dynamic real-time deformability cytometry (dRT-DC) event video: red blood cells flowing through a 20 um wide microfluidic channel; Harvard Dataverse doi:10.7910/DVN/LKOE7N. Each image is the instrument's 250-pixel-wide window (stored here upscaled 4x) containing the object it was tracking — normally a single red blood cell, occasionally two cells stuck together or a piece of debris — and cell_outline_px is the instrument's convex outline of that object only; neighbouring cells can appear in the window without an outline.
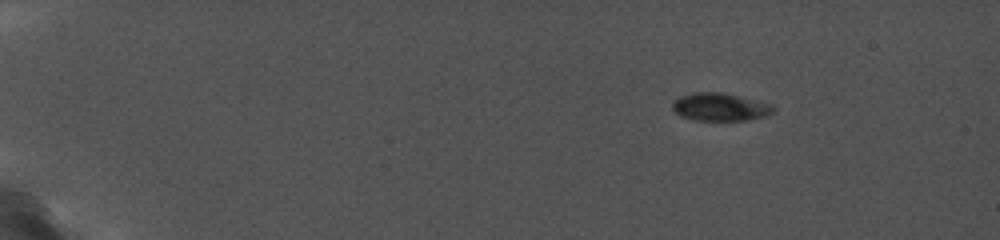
{"species": "common noctule bat (a hibernating species)", "species_latin": "Nyctalus noctula", "temperature_condition": "cold", "stored_images_in_passage": 9, "camera_frame_rate_fps": 5000, "um_per_image_px": 0.085, "animal": {"sex": "female", "body_mass_g": 19.0, "forearm_length_mm": 56.7}, "frame": {"image": 1, "passage_image": 1, "time_ms": 0.0, "image_size_px": [1000, 240], "cell_outline_px": [[772, 112], [760, 116], [744, 120], [700, 120], [684, 116], [676, 112], [672, 108], [672, 104], [680, 96], [692, 92], [720, 92], [772, 104]], "centroid_in_image_um": [61.15, 9.07], "position_along_channel_um": 23.8, "area_um2": 15.72}}
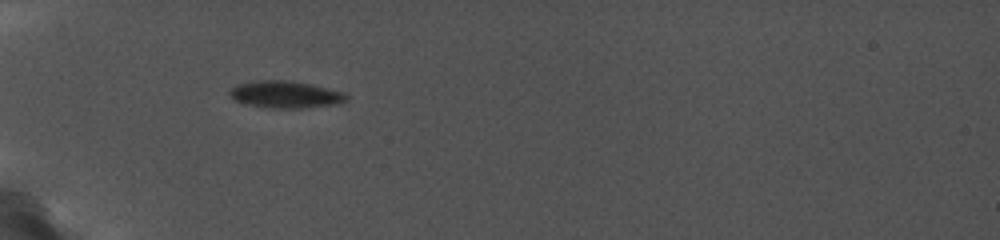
{"frame": {"image": 2, "passage_image": 8, "time_ms": 4.0, "image_size_px": [1000, 240], "cell_outline_px": [[348, 96], [344, 100], [328, 104], [300, 108], [276, 108], [252, 104], [236, 100], [228, 92], [232, 88], [240, 84], [260, 80], [284, 80], [312, 84], [344, 92]], "centroid_in_image_um": [24.26, 8.01], "position_along_channel_um": 60.7, "area_um2": 17.57}}
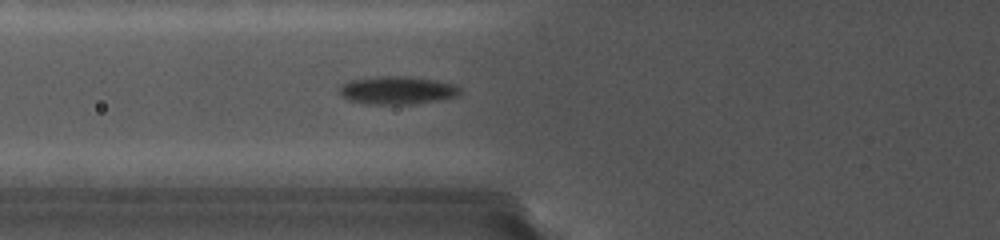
{"frame": {"image": 3, "passage_image": 9, "time_ms": 5.2, "image_size_px": [1000, 240], "cell_outline_px": [[460, 92], [456, 96], [412, 104], [368, 104], [348, 100], [340, 92], [340, 88], [344, 84], [352, 80], [388, 76], [396, 76], [428, 80], [448, 84], [456, 88]], "centroid_in_image_um": [33.67, 7.7], "position_along_channel_um": 92.1, "area_um2": 18.5}}